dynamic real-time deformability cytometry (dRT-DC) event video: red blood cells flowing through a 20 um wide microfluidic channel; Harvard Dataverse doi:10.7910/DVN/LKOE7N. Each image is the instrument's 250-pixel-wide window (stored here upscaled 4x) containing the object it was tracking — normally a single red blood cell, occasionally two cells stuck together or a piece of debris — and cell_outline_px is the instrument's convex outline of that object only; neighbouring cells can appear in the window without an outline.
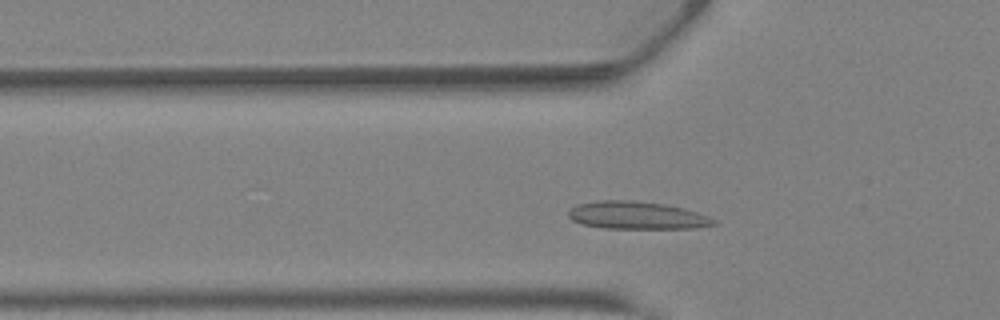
{"species": "Egyptian fruit bat (a non-hibernating species)", "species_latin": "Rousettus aegyptiacus", "temperature_condition": "warm", "stored_images_in_passage": 29, "camera_frame_rate_fps": 3000, "um_per_image_px": 0.085, "animal": {"sex": "female"}, "frame": {"image": 1, "passage_image": 7, "time_ms": 2.0, "image_size_px": [1000, 320], "cell_outline_px": [[720, 224], [696, 228], [604, 228], [580, 224], [572, 220], [568, 216], [568, 212], [576, 204], [600, 200], [632, 200], [664, 204], [684, 208], [708, 216], [716, 220]], "centroid_in_image_um": [54.14, 18.31], "position_along_channel_um": 71.7, "area_um2": 23.52}}
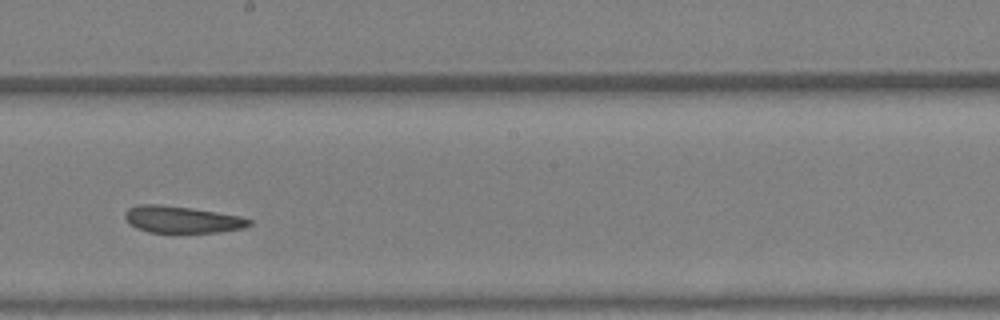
{"frame": {"image": 2, "passage_image": 17, "time_ms": 5.333, "image_size_px": [1000, 320], "cell_outline_px": [[252, 224], [244, 228], [220, 232], [148, 232], [136, 228], [124, 216], [124, 212], [128, 208], [136, 204], [156, 204], [188, 208], [216, 212], [240, 216], [252, 220]], "centroid_in_image_um": [15.47, 18.66], "position_along_channel_um": 232.7, "area_um2": 19.25}}
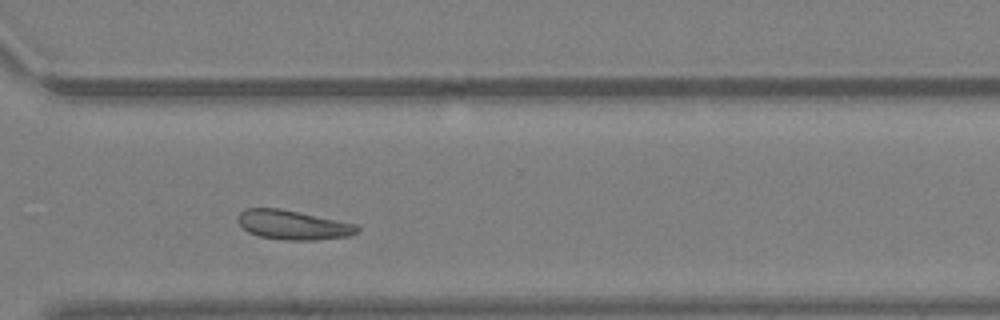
{"frame": {"image": 3, "passage_image": 24, "time_ms": 7.667, "image_size_px": [1000, 320], "cell_outline_px": [[360, 228], [356, 232], [348, 236], [316, 240], [288, 240], [260, 236], [248, 232], [236, 220], [236, 216], [244, 208], [280, 208], [356, 224]], "centroid_in_image_um": [24.86, 19.11], "position_along_channel_um": 345.7, "area_um2": 20.29}, "authors_computed_cell_mechanics": {"area_um2": 20.8658, "velocity_mm_per_s": 4.8409, "shape_relaxation_time_tau1_ms": 5.4316, "shape_relaxation_time_tau2_ms": null, "deformation_change_tau1": 0.1307, "deformation_change_tau2": null}}